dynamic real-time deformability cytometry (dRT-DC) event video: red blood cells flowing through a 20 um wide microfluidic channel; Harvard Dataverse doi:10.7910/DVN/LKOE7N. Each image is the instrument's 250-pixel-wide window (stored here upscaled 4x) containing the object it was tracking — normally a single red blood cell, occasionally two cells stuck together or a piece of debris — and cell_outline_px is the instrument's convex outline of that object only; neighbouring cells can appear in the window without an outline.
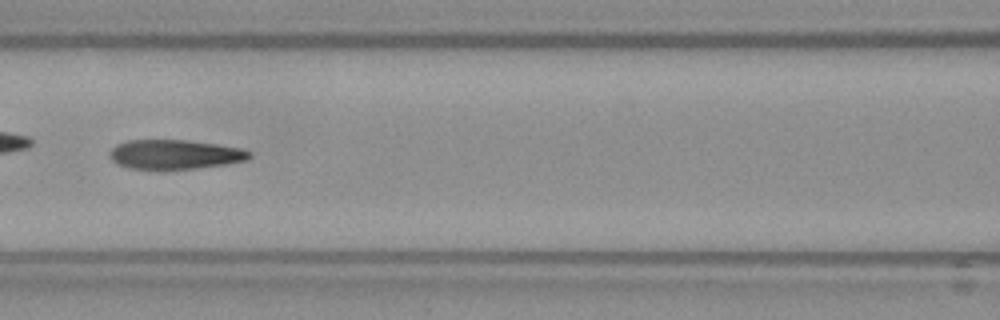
{"species": "Egyptian fruit bat (a non-hibernating species)", "species_latin": "Rousettus aegyptiacus", "temperature_condition": "warm", "stored_images_in_passage": 55, "camera_frame_rate_fps": 3000, "um_per_image_px": 0.085, "frame": {"image": 1, "passage_image": 24, "time_ms": 7.667, "image_size_px": [1000, 320], "cell_outline_px": [[252, 156], [248, 160], [228, 164], [196, 168], [128, 168], [116, 164], [108, 156], [108, 152], [116, 144], [128, 140], [188, 140], [216, 144], [240, 148], [252, 152]], "centroid_in_image_um": [14.86, 13.11], "position_along_channel_um": 151.7, "area_um2": 23.93}}
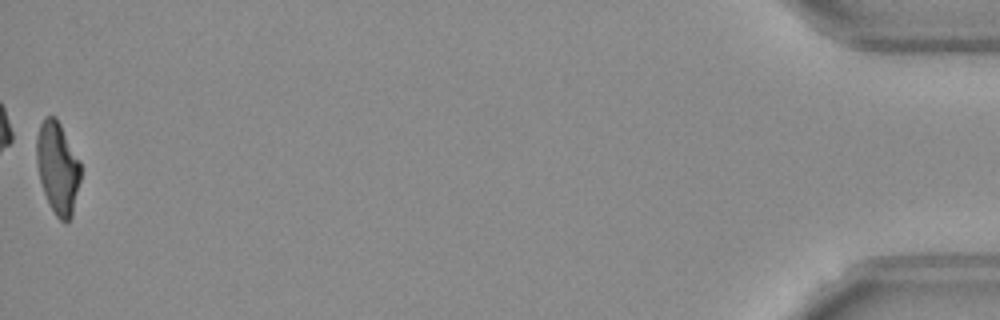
{"frame": {"image": 2, "passage_image": 55, "time_ms": 18.0, "image_size_px": [1000, 320], "cell_outline_px": [[80, 180], [72, 216], [64, 224], [56, 216], [44, 192], [40, 180], [36, 160], [36, 136], [40, 124], [44, 116], [56, 116], [80, 160]], "centroid_in_image_um": [4.9, 14.23], "position_along_channel_um": 430.3, "area_um2": 23.64}, "authors_computed_cell_mechanics": {"area_um2": 24.3916, "velocity_mm_per_s": 3.6554, "shape_relaxation_time_tau1_ms": null, "shape_relaxation_time_tau2_ms": 2.895, "deformation_change_tau1": null, "deformation_change_tau2": 0.119}}